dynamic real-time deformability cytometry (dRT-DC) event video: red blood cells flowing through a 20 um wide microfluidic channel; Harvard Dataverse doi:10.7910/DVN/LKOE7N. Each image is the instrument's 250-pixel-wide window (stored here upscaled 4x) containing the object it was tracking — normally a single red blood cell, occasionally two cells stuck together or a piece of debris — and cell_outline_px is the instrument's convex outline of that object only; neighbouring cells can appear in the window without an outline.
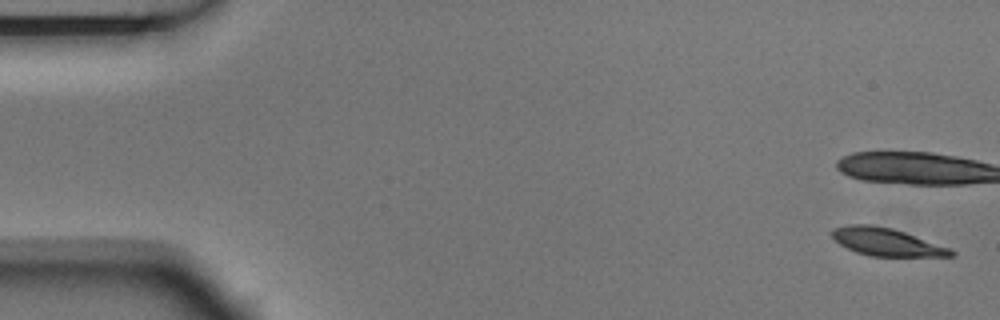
{"species": "Egyptian fruit bat (a non-hibernating species)", "species_latin": "Rousettus aegyptiacus", "temperature_condition": "room temperature", "stored_images_in_passage": 5, "camera_frame_rate_fps": 3000, "um_per_image_px": 0.085, "animal": {"sex": "male"}, "frame": {"image": 1, "passage_image": 1, "time_ms": 0.0, "image_size_px": [1000, 320], "cell_outline_px": [[956, 252], [952, 256], [868, 256], [856, 252], [840, 244], [832, 236], [832, 232], [836, 228], [848, 224], [872, 224], [892, 228], [904, 232], [948, 248]], "centroid_in_image_um": [75.32, 20.56], "position_along_channel_um": 9.7, "area_um2": 18.84}}